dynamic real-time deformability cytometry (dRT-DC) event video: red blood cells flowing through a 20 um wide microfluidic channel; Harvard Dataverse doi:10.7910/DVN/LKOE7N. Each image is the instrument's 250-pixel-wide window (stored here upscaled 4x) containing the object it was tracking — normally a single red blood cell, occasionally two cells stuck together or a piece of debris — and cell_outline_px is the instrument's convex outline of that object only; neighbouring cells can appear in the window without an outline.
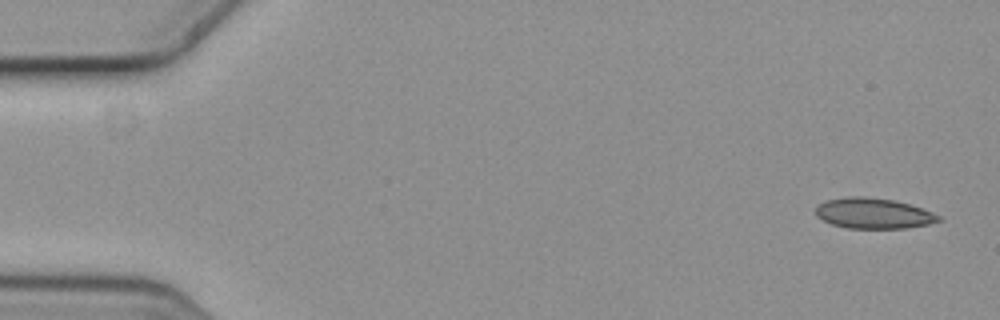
{"species": "common noctule bat (a hibernating species)", "species_latin": "Nyctalus noctula", "temperature_condition": "cold", "stored_images_in_passage": 7, "camera_frame_rate_fps": 3000, "um_per_image_px": 0.085, "animal": {"sex": "female", "body_mass_g": 19.3, "forearm_length_mm": 54.1}, "frame": {"image": 1, "passage_image": 1, "time_ms": 0.0, "image_size_px": [1000, 320], "cell_outline_px": [[944, 220], [928, 224], [908, 228], [848, 228], [832, 224], [816, 216], [816, 208], [820, 204], [828, 200], [848, 196], [864, 196], [896, 200], [932, 212], [940, 216]], "centroid_in_image_um": [74.27, 18.13], "position_along_channel_um": 10.7, "area_um2": 21.79}}
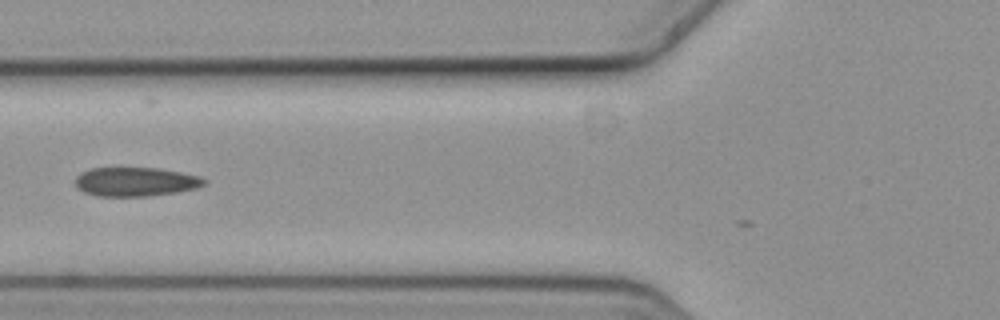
{"frame": {"image": 2, "passage_image": 6, "time_ms": 1.667, "image_size_px": [1000, 320], "cell_outline_px": [[208, 184], [196, 188], [176, 192], [152, 196], [96, 196], [84, 192], [76, 184], [76, 176], [80, 172], [92, 168], [160, 168], [200, 176], [208, 180]], "centroid_in_image_um": [11.57, 15.45], "position_along_channel_um": 114.2, "area_um2": 21.91}}